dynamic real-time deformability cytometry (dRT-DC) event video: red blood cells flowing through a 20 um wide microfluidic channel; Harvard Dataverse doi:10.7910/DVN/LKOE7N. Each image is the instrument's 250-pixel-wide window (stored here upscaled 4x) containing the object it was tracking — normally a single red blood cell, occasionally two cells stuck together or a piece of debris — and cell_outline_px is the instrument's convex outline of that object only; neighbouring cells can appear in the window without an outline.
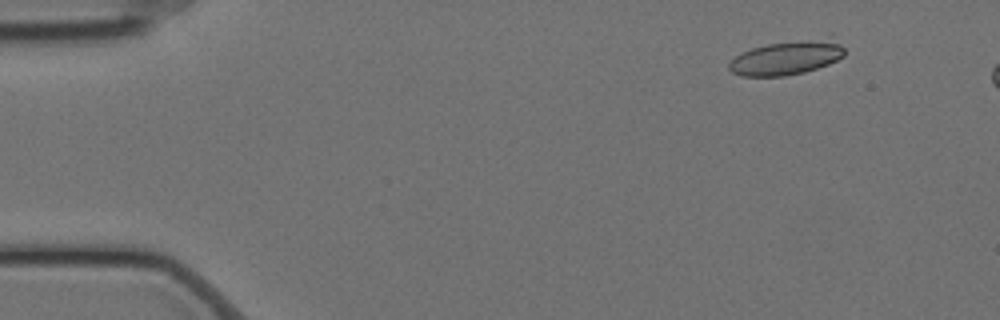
{"species": "Egyptian fruit bat (a non-hibernating species)", "species_latin": "Rousettus aegyptiacus", "temperature_condition": "cold", "stored_images_in_passage": 5, "camera_frame_rate_fps": 3000, "um_per_image_px": 0.085, "animal": {"sex": "female"}, "frame": {"image": 1, "passage_image": 1, "time_ms": 0.0, "image_size_px": [1000, 320], "cell_outline_px": [[844, 56], [828, 64], [804, 72], [784, 76], [740, 76], [732, 72], [728, 68], [728, 64], [736, 56], [752, 48], [768, 44], [840, 44], [844, 48]], "centroid_in_image_um": [66.68, 5.03], "position_along_channel_um": 18.3, "area_um2": 20.87}}